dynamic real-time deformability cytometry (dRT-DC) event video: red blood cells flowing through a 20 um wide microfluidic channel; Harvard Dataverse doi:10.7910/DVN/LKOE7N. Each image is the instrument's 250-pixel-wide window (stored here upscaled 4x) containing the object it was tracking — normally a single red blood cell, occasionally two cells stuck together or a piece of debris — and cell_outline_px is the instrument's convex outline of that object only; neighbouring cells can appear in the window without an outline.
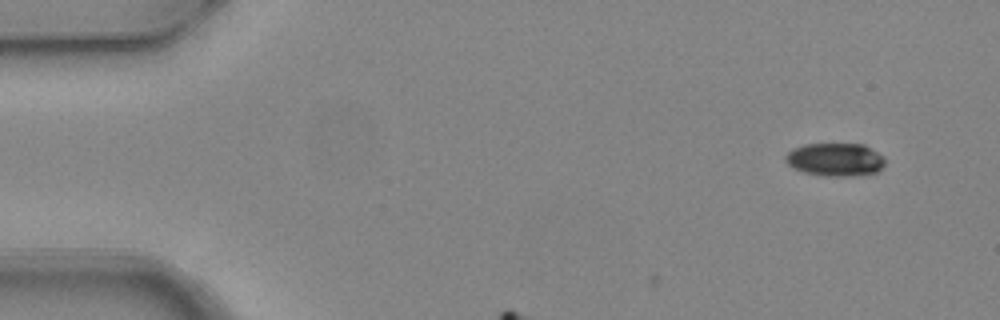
{"species": "common noctule bat (a hibernating species)", "species_latin": "Nyctalus noctula", "temperature_condition": "warm", "stored_images_in_passage": 3, "camera_frame_rate_fps": 3000, "um_per_image_px": 0.085, "animal": {"sex": "female", "body_mass_g": 24.6, "forearm_length_mm": 56.2}, "frame": {"image": 1, "passage_image": 1, "time_ms": 0.0, "image_size_px": [1000, 320], "cell_outline_px": [[884, 164], [876, 172], [852, 176], [828, 176], [804, 172], [792, 168], [784, 160], [784, 156], [792, 148], [804, 144], [864, 144], [884, 156]], "centroid_in_image_um": [70.96, 13.55], "position_along_channel_um": 14.0, "area_um2": 19.25}}